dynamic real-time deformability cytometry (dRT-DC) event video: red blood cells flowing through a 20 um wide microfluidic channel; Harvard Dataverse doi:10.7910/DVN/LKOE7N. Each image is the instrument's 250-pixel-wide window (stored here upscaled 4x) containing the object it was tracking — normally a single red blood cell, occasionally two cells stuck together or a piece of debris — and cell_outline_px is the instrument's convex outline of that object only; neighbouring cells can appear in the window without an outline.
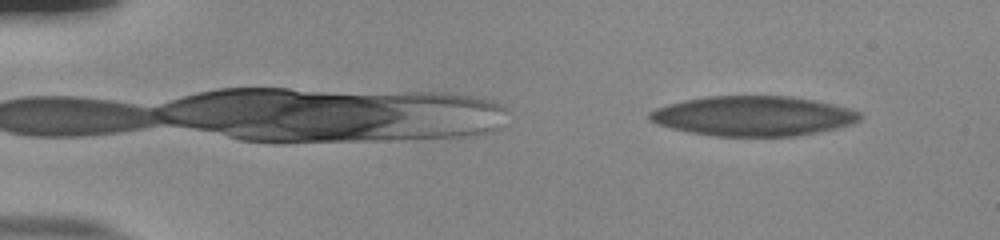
{"species": "human", "species_latin": "Homo sapiens", "temperature_condition": "room temperature", "stored_images_in_passage": 54, "camera_frame_rate_fps": 3000, "um_per_image_px": 0.085, "donor": {"sex": "male"}, "frame": {"image": 1, "passage_image": 5, "time_ms": 1.333, "image_size_px": [1000, 240], "cell_outline_px": [[860, 120], [852, 124], [792, 136], [716, 136], [692, 132], [672, 128], [656, 124], [648, 120], [648, 112], [656, 108], [668, 104], [684, 100], [708, 96], [788, 96], [812, 100], [832, 104], [848, 108], [860, 112]], "centroid_in_image_um": [63.96, 9.85], "position_along_channel_um": 21.0, "area_um2": 48.38}}
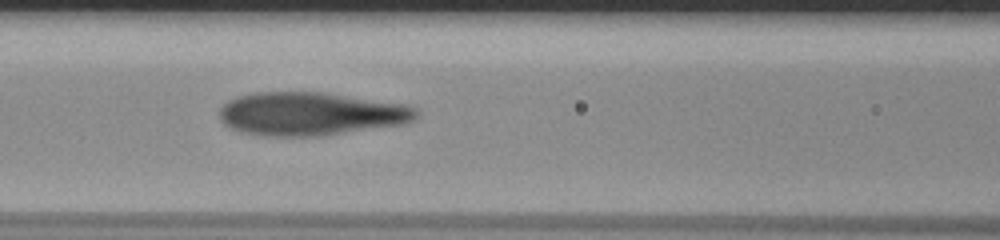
{"frame": {"image": 2, "passage_image": 24, "time_ms": 7.667, "image_size_px": [1000, 240], "cell_outline_px": [[416, 116], [412, 120], [400, 124], [324, 136], [264, 136], [244, 132], [232, 128], [224, 124], [220, 116], [220, 108], [228, 100], [236, 96], [252, 92], [320, 92], [404, 104], [416, 108]], "centroid_in_image_um": [26.35, 9.67], "position_along_channel_um": 140.3, "area_um2": 49.3}}
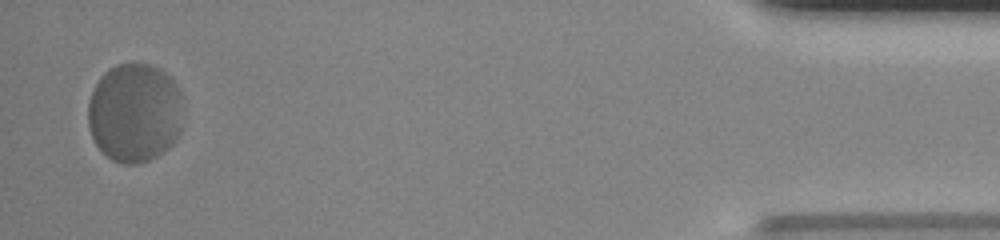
{"frame": {"image": 3, "passage_image": 53, "time_ms": 17.333, "image_size_px": [1000, 240], "cell_outline_px": [[180, 132], [176, 140], [168, 148], [156, 156], [140, 164], [120, 164], [112, 160], [96, 144], [92, 136], [88, 124], [88, 104], [92, 88], [100, 76], [108, 68], [116, 64], [132, 60], [136, 60], [152, 64], [160, 68], [176, 84], [180, 92]], "centroid_in_image_um": [11.41, 9.53], "position_along_channel_um": 423.8, "area_um2": 55.66}, "authors_computed_cell_mechanics": {"area_um2": 49.3034, "velocity_mm_per_s": 3.6838, "shape_relaxation_time_tau1_ms": 2.8657, "shape_relaxation_time_tau2_ms": 0.8009, "deformation_change_tau1": 0.1219, "deformation_change_tau2": 0.0776}}